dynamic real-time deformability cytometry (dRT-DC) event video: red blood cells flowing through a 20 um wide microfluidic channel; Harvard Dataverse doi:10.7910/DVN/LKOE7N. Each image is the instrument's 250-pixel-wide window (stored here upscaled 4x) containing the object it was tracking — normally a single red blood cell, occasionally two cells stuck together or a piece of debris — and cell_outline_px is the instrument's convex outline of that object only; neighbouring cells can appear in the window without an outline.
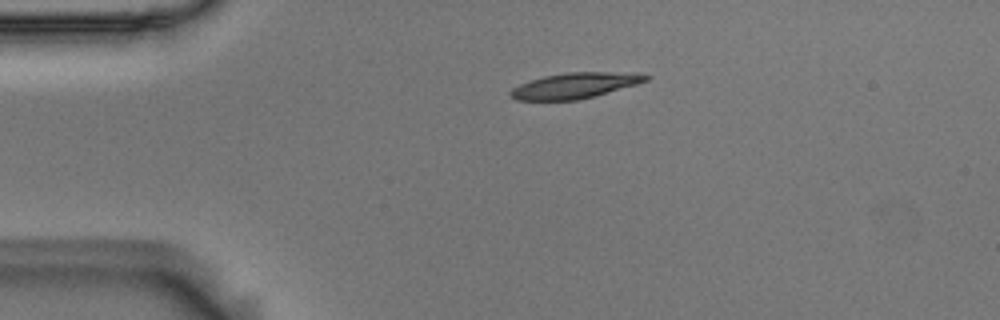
{"species": "Egyptian fruit bat (a non-hibernating species)", "species_latin": "Rousettus aegyptiacus", "temperature_condition": "room temperature", "stored_images_in_passage": 6, "camera_frame_rate_fps": 3000, "um_per_image_px": 0.085, "animal": {"sex": "male"}, "frame": {"image": 1, "passage_image": 6, "time_ms": 1.667, "image_size_px": [1000, 320], "cell_outline_px": [[652, 76], [648, 80], [636, 84], [592, 96], [576, 100], [516, 100], [508, 92], [512, 88], [520, 84], [544, 76], [568, 72], [640, 72]], "centroid_in_image_um": [48.9, 7.25], "position_along_channel_um": 36.1, "area_um2": 20.06}}